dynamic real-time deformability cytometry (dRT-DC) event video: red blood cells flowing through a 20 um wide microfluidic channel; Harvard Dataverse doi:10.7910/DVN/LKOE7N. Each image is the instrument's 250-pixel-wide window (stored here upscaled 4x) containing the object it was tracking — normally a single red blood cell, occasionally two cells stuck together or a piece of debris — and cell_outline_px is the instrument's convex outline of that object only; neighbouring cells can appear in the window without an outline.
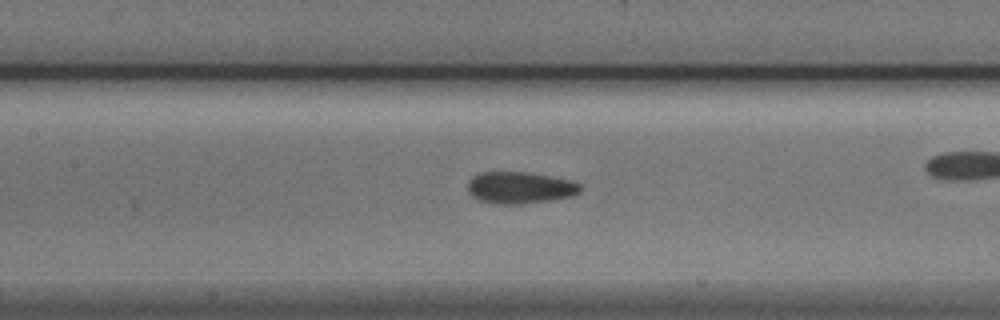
{"species": "Egyptian fruit bat (a non-hibernating species)", "species_latin": "Rousettus aegyptiacus", "temperature_condition": "cold", "stored_images_in_passage": 51, "camera_frame_rate_fps": 3000, "um_per_image_px": 0.085, "animal": {"sex": "male"}, "frame": {"image": 1, "passage_image": 22, "time_ms": 7.0, "image_size_px": [1000, 320], "cell_outline_px": [[584, 188], [580, 192], [572, 196], [552, 200], [520, 204], [492, 204], [476, 200], [468, 192], [468, 180], [472, 176], [480, 172], [528, 172], [572, 180], [580, 184]], "centroid_in_image_um": [44.19, 15.96], "position_along_channel_um": 163.2, "area_um2": 21.27}, "authors_computed_cell_mechanics": {"area_um2": 20.23, "velocity_mm_per_s": 3.8968, "shape_relaxation_time_tau1_ms": 4.8317, "shape_relaxation_time_tau2_ms": 2.1034, "deformation_change_tau1": 0.1067, "deformation_change_tau2": 0.069}}